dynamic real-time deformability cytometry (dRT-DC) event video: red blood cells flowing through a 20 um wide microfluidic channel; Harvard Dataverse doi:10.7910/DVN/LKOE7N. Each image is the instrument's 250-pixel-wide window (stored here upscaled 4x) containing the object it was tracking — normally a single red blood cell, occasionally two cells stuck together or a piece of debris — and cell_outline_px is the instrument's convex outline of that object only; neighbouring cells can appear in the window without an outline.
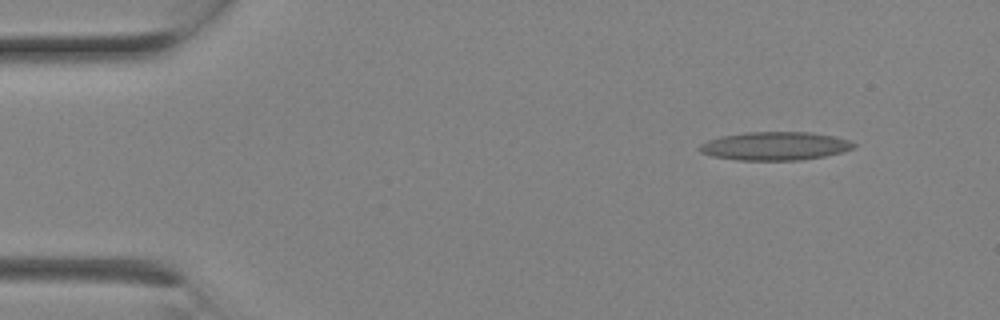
{"species": "Egyptian fruit bat (a non-hibernating species)", "species_latin": "Rousettus aegyptiacus", "temperature_condition": "room temperature", "stored_images_in_passage": 3, "camera_frame_rate_fps": 3000, "um_per_image_px": 0.085, "animal": {"sex": "female"}, "frame": {"image": 1, "passage_image": 1, "time_ms": 0.0, "image_size_px": [1000, 320], "cell_outline_px": [[856, 148], [844, 152], [824, 156], [800, 160], [736, 160], [712, 156], [700, 152], [700, 144], [708, 140], [720, 136], [744, 132], [812, 132], [832, 136], [848, 140], [856, 144]], "centroid_in_image_um": [65.88, 12.41], "position_along_channel_um": 19.1, "area_um2": 25.61}}
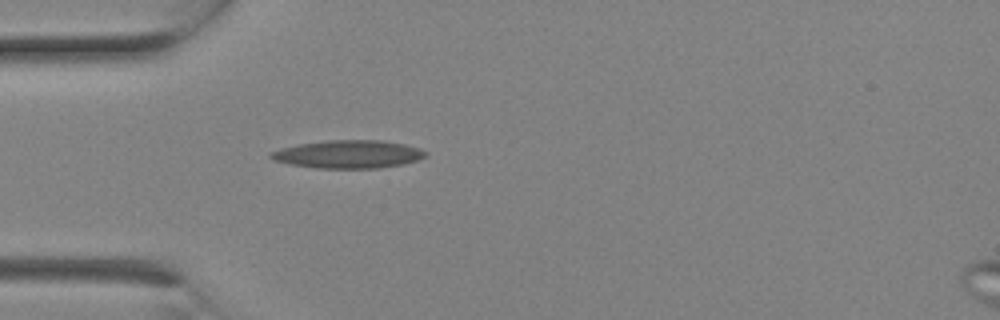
{"frame": {"image": 2, "passage_image": 2, "time_ms": 0.333, "image_size_px": [1000, 320], "cell_outline_px": [[428, 152], [424, 156], [416, 160], [404, 164], [380, 168], [316, 168], [292, 164], [276, 160], [268, 156], [272, 152], [280, 148], [296, 144], [328, 140], [380, 140], [404, 144], [420, 148]], "centroid_in_image_um": [29.62, 13.1], "position_along_channel_um": 55.4, "area_um2": 25.14}}